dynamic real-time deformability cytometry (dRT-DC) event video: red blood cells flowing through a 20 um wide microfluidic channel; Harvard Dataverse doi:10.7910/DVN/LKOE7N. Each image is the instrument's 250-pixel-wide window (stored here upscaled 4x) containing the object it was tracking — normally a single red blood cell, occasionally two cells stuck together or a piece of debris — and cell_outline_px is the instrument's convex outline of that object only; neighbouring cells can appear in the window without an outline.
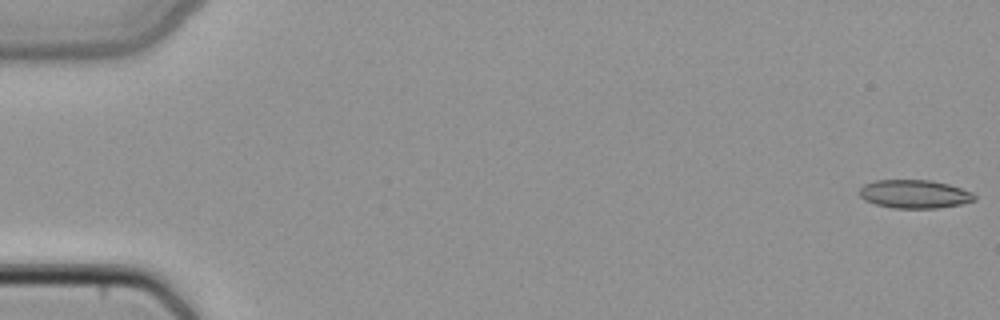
{"species": "common noctule bat (a hibernating species)", "species_latin": "Nyctalus noctula", "temperature_condition": "cold", "stored_images_in_passage": 5, "camera_frame_rate_fps": 3000, "um_per_image_px": 0.085, "animal": {"sex": "female", "body_mass_g": 22.7, "forearm_length_mm": 54.2}, "frame": {"image": 1, "passage_image": 1, "time_ms": 0.0, "image_size_px": [1000, 320], "cell_outline_px": [[976, 200], [960, 204], [936, 208], [892, 208], [876, 204], [864, 200], [860, 196], [860, 188], [864, 184], [876, 180], [932, 180], [948, 184], [972, 192], [976, 196]], "centroid_in_image_um": [77.73, 16.49], "position_along_channel_um": 7.3, "area_um2": 19.02}}